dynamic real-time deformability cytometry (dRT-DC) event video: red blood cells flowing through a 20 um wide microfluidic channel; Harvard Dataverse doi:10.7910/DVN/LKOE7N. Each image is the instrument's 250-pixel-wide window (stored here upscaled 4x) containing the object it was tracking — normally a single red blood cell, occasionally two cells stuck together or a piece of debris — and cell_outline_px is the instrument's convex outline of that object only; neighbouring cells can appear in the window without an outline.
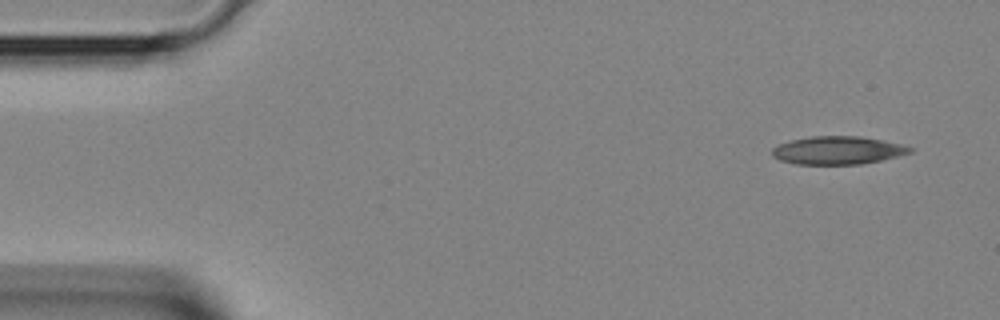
{"species": "Egyptian fruit bat (a non-hibernating species)", "species_latin": "Rousettus aegyptiacus", "temperature_condition": "room temperature", "stored_images_in_passage": 3, "camera_frame_rate_fps": 3000, "um_per_image_px": 0.085, "animal": {"sex": "female"}, "frame": {"image": 1, "passage_image": 1, "time_ms": 0.0, "image_size_px": [1000, 320], "cell_outline_px": [[912, 152], [880, 160], [860, 164], [796, 164], [780, 160], [772, 156], [772, 148], [780, 144], [792, 140], [812, 136], [860, 136], [900, 144], [912, 148]], "centroid_in_image_um": [71.17, 12.78], "position_along_channel_um": 13.8, "area_um2": 22.2}}
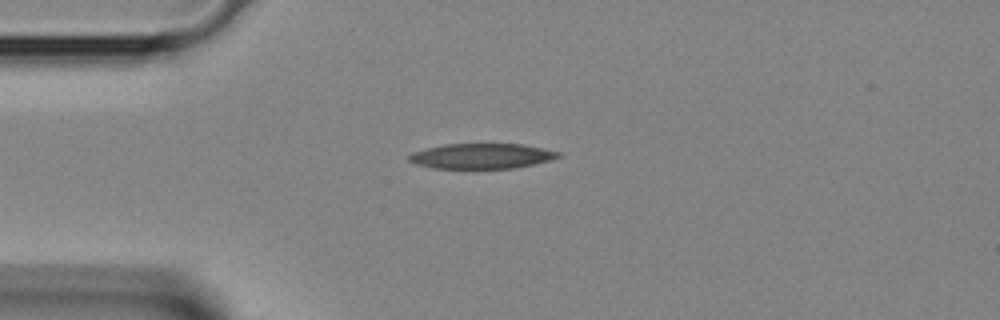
{"frame": {"image": 2, "passage_image": 3, "time_ms": 0.667, "image_size_px": [1000, 320], "cell_outline_px": [[560, 156], [552, 160], [512, 168], [432, 168], [416, 164], [408, 160], [408, 156], [412, 152], [444, 144], [524, 144], [544, 148], [560, 152]], "centroid_in_image_um": [40.94, 13.26], "position_along_channel_um": 44.1, "area_um2": 21.85}}